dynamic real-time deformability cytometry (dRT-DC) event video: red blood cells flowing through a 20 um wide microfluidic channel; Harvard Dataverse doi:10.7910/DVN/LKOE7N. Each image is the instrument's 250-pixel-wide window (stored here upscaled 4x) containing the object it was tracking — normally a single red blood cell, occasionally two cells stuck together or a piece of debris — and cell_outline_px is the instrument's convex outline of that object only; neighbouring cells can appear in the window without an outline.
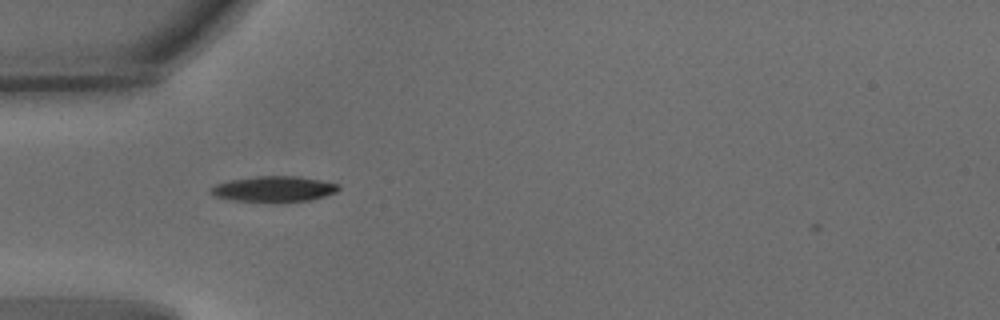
{"species": "common noctule bat (a hibernating species)", "species_latin": "Nyctalus noctula", "temperature_condition": "warm", "stored_images_in_passage": 39, "camera_frame_rate_fps": 3000, "um_per_image_px": 0.085, "animal": {"sex": "male", "body_mass_g": 15.6}, "frame": {"image": 1, "passage_image": 1, "time_ms": 0.0, "image_size_px": [1000, 320], "cell_outline_px": [[340, 188], [336, 192], [324, 196], [308, 200], [276, 204], [232, 200], [216, 196], [212, 192], [212, 188], [216, 184], [228, 180], [256, 176], [300, 176], [320, 180], [336, 184]], "centroid_in_image_um": [23.28, 16.08], "position_along_channel_um": 61.7, "area_um2": 19.36}}
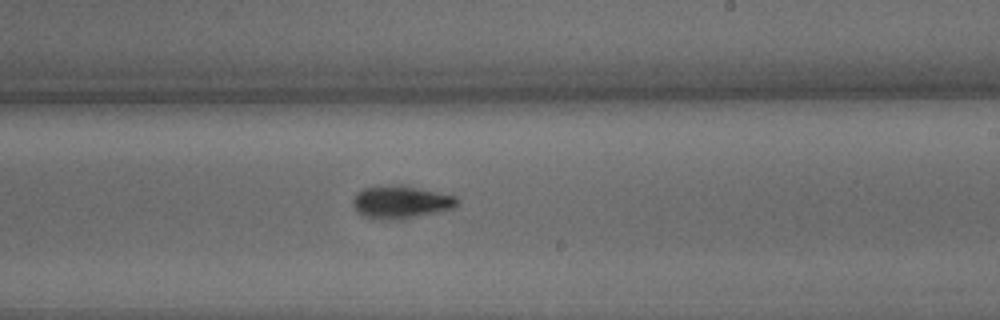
{"frame": {"image": 2, "passage_image": 17, "time_ms": 5.333, "image_size_px": [1000, 320], "cell_outline_px": [[460, 200], [452, 208], [420, 216], [400, 220], [388, 220], [364, 216], [356, 212], [352, 204], [352, 200], [356, 192], [364, 188], [400, 184], [456, 196]], "centroid_in_image_um": [34.04, 17.18], "position_along_channel_um": 255.0, "area_um2": 19.94}}
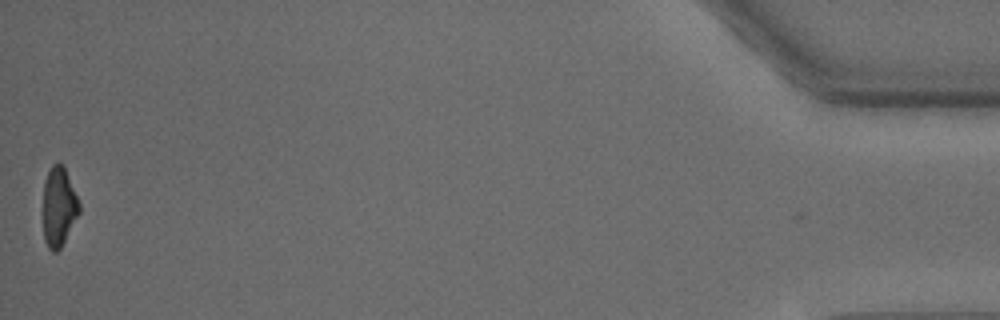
{"frame": {"image": 3, "passage_image": 39, "time_ms": 12.667, "image_size_px": [1000, 320], "cell_outline_px": [[80, 212], [60, 248], [56, 252], [52, 252], [48, 248], [44, 240], [44, 184], [48, 172], [52, 164], [64, 164], [80, 204]], "centroid_in_image_um": [5.01, 17.57], "position_along_channel_um": 430.2, "area_um2": 16.53}, "authors_computed_cell_mechanics": {"area_um2": 18.6694, "velocity_mm_per_s": 3.653, "shape_relaxation_time_tau1_ms": 4.1118, "shape_relaxation_time_tau2_ms": 5.5484, "deformation_change_tau1": 0.1671, "deformation_change_tau2": 0.1383}}